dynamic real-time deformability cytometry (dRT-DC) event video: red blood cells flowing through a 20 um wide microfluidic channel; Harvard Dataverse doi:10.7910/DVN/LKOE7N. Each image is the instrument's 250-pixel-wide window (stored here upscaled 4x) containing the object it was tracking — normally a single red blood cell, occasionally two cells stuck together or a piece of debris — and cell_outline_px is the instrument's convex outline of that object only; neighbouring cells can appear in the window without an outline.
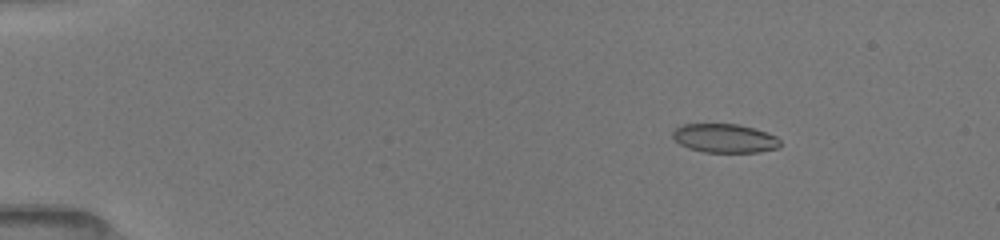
{"species": "common noctule bat (a hibernating species)", "species_latin": "Nyctalus noctula", "temperature_condition": "room temperature", "stored_images_in_passage": 31, "camera_frame_rate_fps": 3000, "um_per_image_px": 0.085, "animal": {"sex": "female", "body_mass_g": 19.5, "forearm_length_mm": 54.1}, "frame": {"image": 1, "passage_image": 7, "time_ms": 2.333, "image_size_px": [1000, 240], "cell_outline_px": [[780, 144], [776, 148], [760, 152], [704, 152], [688, 148], [680, 144], [672, 136], [672, 132], [676, 128], [684, 124], [740, 124], [776, 136], [780, 140]], "centroid_in_image_um": [61.58, 11.75], "position_along_channel_um": 23.4, "area_um2": 17.92}}
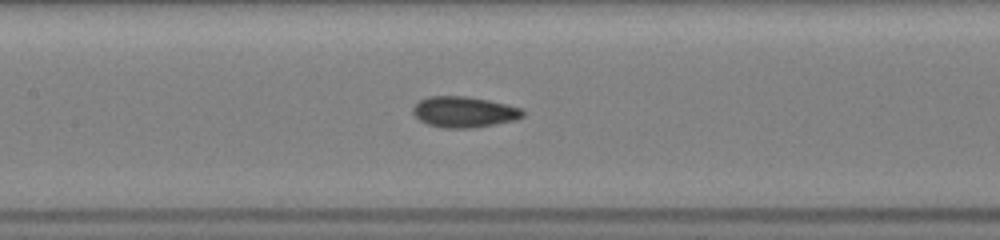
{"frame": {"image": 2, "passage_image": 21, "time_ms": 8.333, "image_size_px": [1000, 240], "cell_outline_px": [[524, 116], [516, 120], [472, 128], [440, 128], [428, 124], [420, 120], [412, 112], [412, 108], [420, 100], [428, 96], [468, 96], [508, 104], [524, 108]], "centroid_in_image_um": [39.47, 9.51], "position_along_channel_um": 167.9, "area_um2": 19.94}}
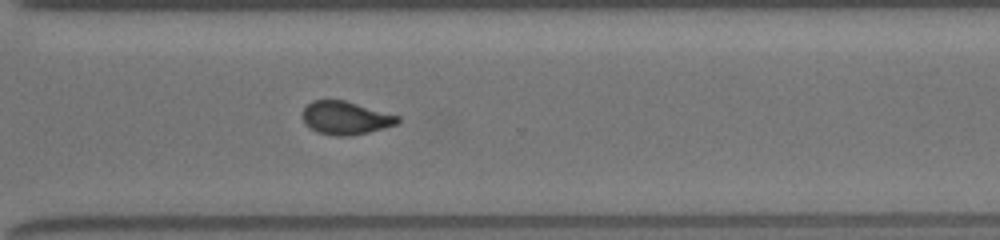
{"frame": {"image": 3, "passage_image": 31, "time_ms": 12.667, "image_size_px": [1000, 240], "cell_outline_px": [[400, 120], [396, 124], [384, 128], [368, 132], [348, 136], [336, 136], [320, 132], [304, 124], [300, 116], [304, 108], [312, 100], [344, 100], [400, 116]], "centroid_in_image_um": [29.35, 10.02], "position_along_channel_um": 341.3, "area_um2": 18.32}}